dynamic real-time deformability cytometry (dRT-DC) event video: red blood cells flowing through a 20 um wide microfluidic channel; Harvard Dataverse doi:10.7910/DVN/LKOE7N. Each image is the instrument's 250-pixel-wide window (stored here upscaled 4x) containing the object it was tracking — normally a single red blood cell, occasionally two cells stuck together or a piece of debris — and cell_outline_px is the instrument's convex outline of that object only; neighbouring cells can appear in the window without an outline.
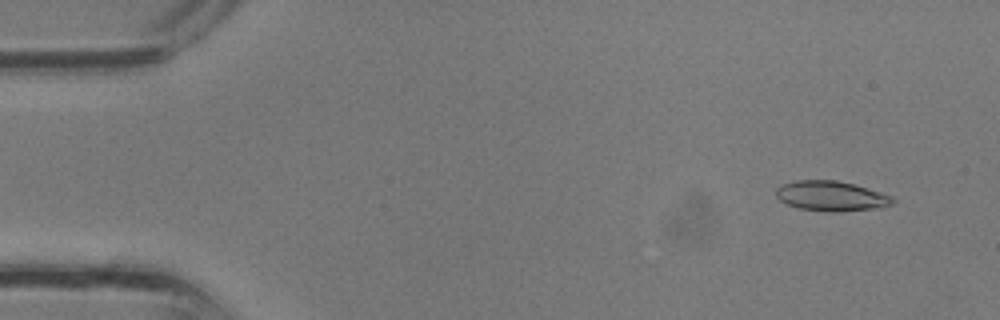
{"species": "common noctule bat (a hibernating species)", "species_latin": "Nyctalus noctula", "temperature_condition": "room temperature", "stored_images_in_passage": 34, "camera_frame_rate_fps": 3000, "um_per_image_px": 0.085, "animal": {"sex": "male", "body_mass_g": 13.3}, "frame": {"image": 1, "passage_image": 3, "time_ms": 0.667, "image_size_px": [1000, 320], "cell_outline_px": [[896, 200], [892, 204], [872, 208], [840, 212], [828, 212], [800, 208], [788, 204], [780, 200], [776, 196], [776, 188], [780, 184], [796, 180], [836, 180], [852, 184], [892, 196]], "centroid_in_image_um": [70.6, 16.66], "position_along_channel_um": 14.4, "area_um2": 20.17}}
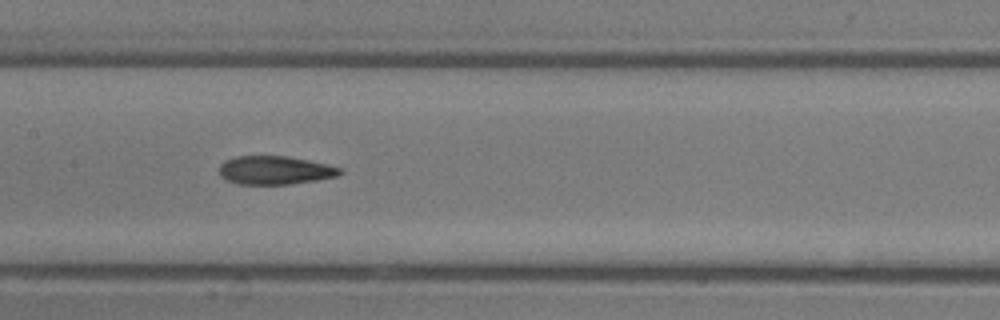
{"frame": {"image": 2, "passage_image": 17, "time_ms": 5.333, "image_size_px": [1000, 320], "cell_outline_px": [[344, 172], [336, 176], [316, 180], [288, 184], [236, 184], [220, 176], [220, 164], [224, 160], [236, 156], [288, 156], [328, 164], [344, 168]], "centroid_in_image_um": [23.39, 14.46], "position_along_channel_um": 184.0, "area_um2": 20.11}}
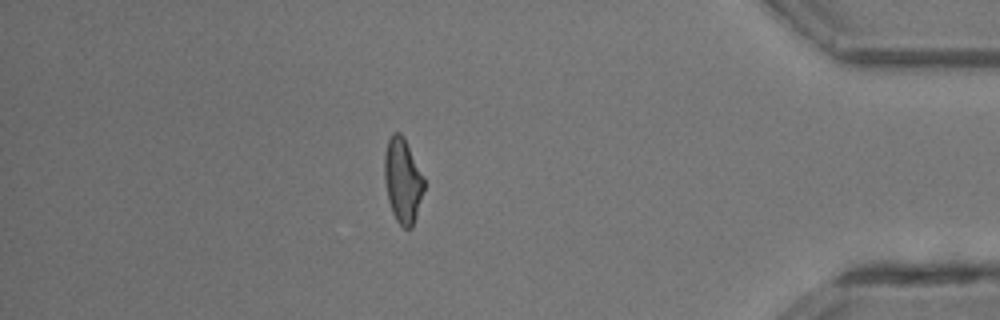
{"frame": {"image": 3, "passage_image": 30, "time_ms": 9.667, "image_size_px": [1000, 320], "cell_outline_px": [[424, 188], [416, 216], [412, 228], [404, 228], [396, 220], [392, 212], [388, 200], [384, 180], [384, 152], [388, 140], [392, 132], [400, 132], [404, 136], [424, 176]], "centroid_in_image_um": [34.22, 15.31], "position_along_channel_um": 401.0, "area_um2": 19.71}}